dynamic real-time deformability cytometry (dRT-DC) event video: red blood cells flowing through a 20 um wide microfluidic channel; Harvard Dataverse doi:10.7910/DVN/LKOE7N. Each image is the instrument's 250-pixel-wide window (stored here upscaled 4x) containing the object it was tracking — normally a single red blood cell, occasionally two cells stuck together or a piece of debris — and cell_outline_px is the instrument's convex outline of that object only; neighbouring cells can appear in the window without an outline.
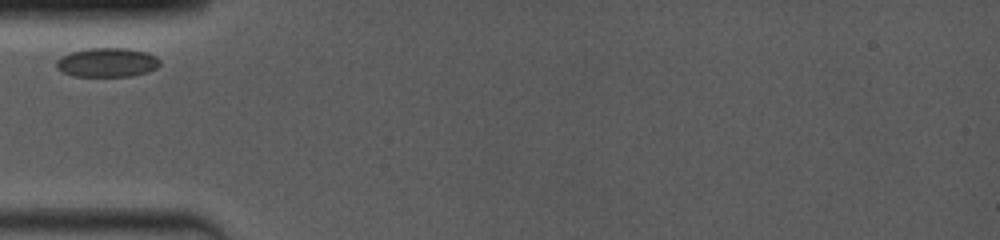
{"species": "common noctule bat (a hibernating species)", "species_latin": "Nyctalus noctula", "temperature_condition": "room temperature", "stored_images_in_passage": 10, "camera_frame_rate_fps": 4000, "um_per_image_px": 0.085, "animal": {"sex": "female", "body_mass_g": 19.0, "forearm_length_mm": 53.3}, "frame": {"image": 1, "passage_image": 1, "time_ms": 0.0, "image_size_px": [1000, 240], "cell_outline_px": [[160, 64], [156, 68], [148, 72], [132, 76], [72, 76], [60, 72], [56, 68], [56, 60], [60, 56], [72, 52], [88, 48], [124, 48], [144, 52], [156, 56], [160, 60]], "centroid_in_image_um": [9.07, 5.32], "position_along_channel_um": 75.9, "area_um2": 17.69}}
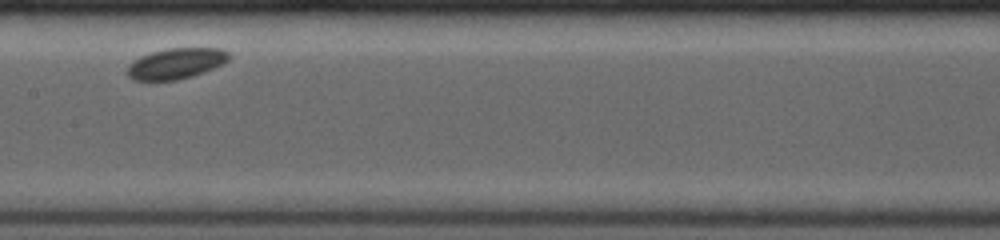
{"frame": {"image": 2, "passage_image": 4, "time_ms": 3.25, "image_size_px": [1000, 240], "cell_outline_px": [[232, 56], [224, 64], [204, 72], [192, 76], [176, 80], [132, 80], [128, 76], [128, 64], [132, 60], [140, 56], [152, 52], [168, 48], [220, 48], [228, 52]], "centroid_in_image_um": [14.98, 5.39], "position_along_channel_um": 192.4, "area_um2": 18.32}}
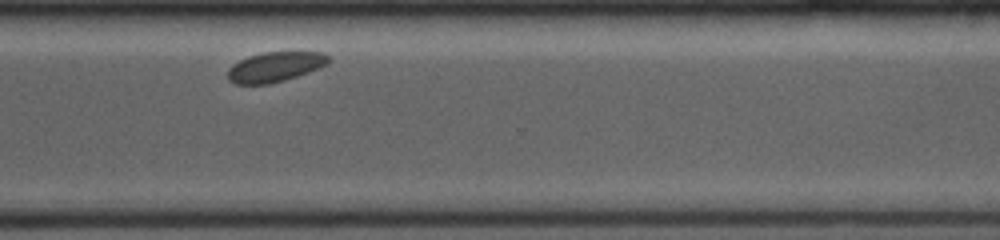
{"frame": {"image": 3, "passage_image": 9, "time_ms": 7.5, "image_size_px": [1000, 240], "cell_outline_px": [[332, 60], [328, 64], [308, 72], [284, 80], [268, 84], [236, 84], [228, 80], [228, 68], [232, 64], [248, 56], [264, 52], [324, 52], [332, 56]], "centroid_in_image_um": [23.41, 5.67], "position_along_channel_um": 347.2, "area_um2": 17.69}}